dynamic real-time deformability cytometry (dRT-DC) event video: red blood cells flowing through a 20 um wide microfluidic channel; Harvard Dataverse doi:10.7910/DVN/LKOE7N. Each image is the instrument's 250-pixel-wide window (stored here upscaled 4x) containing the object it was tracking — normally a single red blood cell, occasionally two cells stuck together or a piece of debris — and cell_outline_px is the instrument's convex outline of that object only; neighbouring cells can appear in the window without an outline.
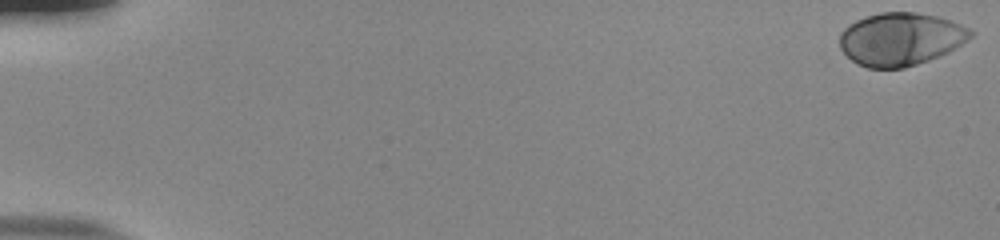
{"species": "human", "species_latin": "Homo sapiens", "temperature_condition": "room temperature", "stored_images_in_passage": 55, "camera_frame_rate_fps": 3000, "um_per_image_px": 0.085, "donor": {"sex": "male"}, "frame": {"image": 1, "passage_image": 1, "time_ms": 0.0, "image_size_px": [1000, 240], "cell_outline_px": [[976, 32], [968, 40], [948, 52], [940, 56], [904, 68], [868, 68], [852, 60], [840, 48], [840, 32], [848, 24], [856, 20], [880, 12], [916, 12], [936, 16], [960, 24]], "centroid_in_image_um": [76.56, 3.32], "position_along_channel_um": 8.4, "area_um2": 40.23}}
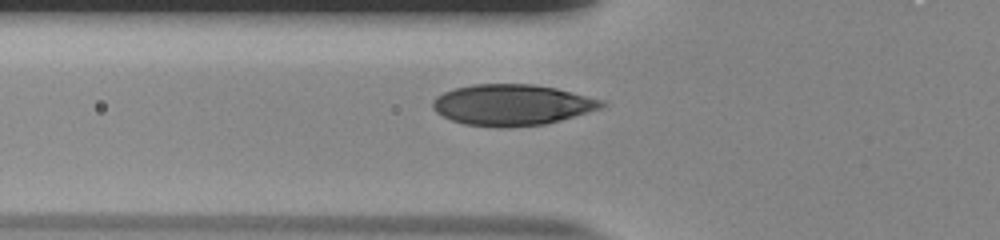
{"frame": {"image": 2, "passage_image": 21, "time_ms": 6.667, "image_size_px": [1000, 240], "cell_outline_px": [[608, 104], [600, 108], [560, 120], [544, 124], [508, 128], [496, 128], [464, 124], [452, 120], [436, 112], [432, 108], [432, 100], [436, 96], [444, 92], [456, 88], [472, 84], [532, 84], [556, 88], [604, 100]], "centroid_in_image_um": [43.5, 8.92], "position_along_channel_um": 82.3, "area_um2": 40.46}}
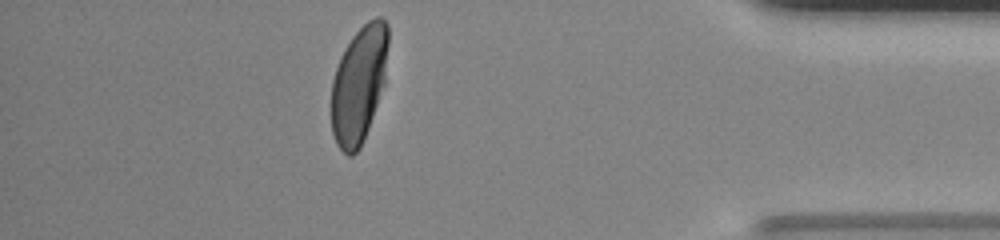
{"frame": {"image": 3, "passage_image": 49, "time_ms": 16.0, "image_size_px": [1000, 240], "cell_outline_px": [[388, 44], [384, 84], [364, 140], [360, 148], [352, 156], [348, 156], [336, 144], [332, 132], [332, 80], [340, 56], [344, 48], [352, 36], [368, 20], [376, 16], [380, 16], [388, 24]], "centroid_in_image_um": [30.51, 7.16], "position_along_channel_um": 404.7, "area_um2": 38.73}, "authors_computed_cell_mechanics": {"area_um2": 39.9398, "velocity_mm_per_s": 3.8202, "shape_relaxation_time_tau1_ms": 3.074, "shape_relaxation_time_tau2_ms": null, "deformation_change_tau1": 0.1747, "deformation_change_tau2": null}}